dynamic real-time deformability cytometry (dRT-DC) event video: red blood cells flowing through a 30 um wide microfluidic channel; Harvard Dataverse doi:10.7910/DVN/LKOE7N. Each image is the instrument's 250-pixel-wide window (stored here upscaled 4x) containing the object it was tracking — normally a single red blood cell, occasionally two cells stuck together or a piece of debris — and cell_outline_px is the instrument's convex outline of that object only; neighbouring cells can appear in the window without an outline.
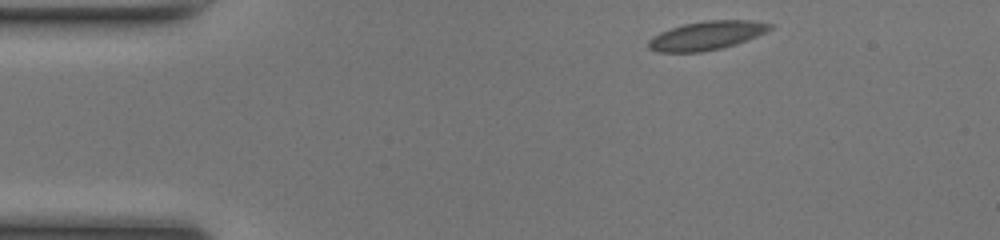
{"species": "common noctule bat (a hibernating species)", "species_latin": "Nyctalus noctula", "temperature_condition": "room temperature", "stored_images_in_passage": 43, "camera_frame_rate_fps": 3000, "um_per_image_px": 0.085, "animal": {"sex": "female", "body_mass_g": 17.0, "forearm_length_mm": 48.0}, "frame": {"image": 1, "passage_image": 1, "time_ms": 0.0, "image_size_px": [1000, 240], "cell_outline_px": [[772, 28], [748, 40], [736, 44], [720, 48], [700, 52], [656, 52], [648, 48], [648, 40], [660, 32], [684, 24], [708, 20], [748, 20], [772, 24]], "centroid_in_image_um": [60.04, 3.03], "position_along_channel_um": 25.0, "area_um2": 20.11}}
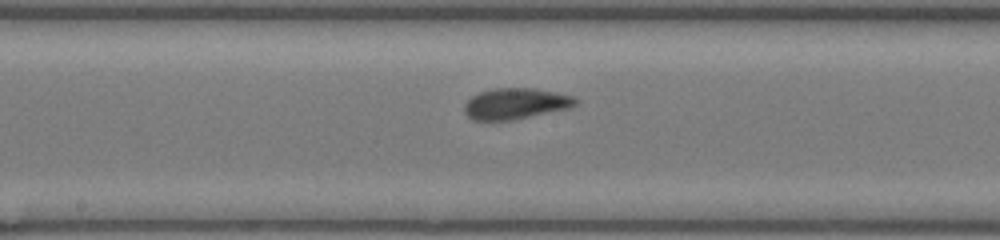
{"frame": {"image": 2, "passage_image": 19, "time_ms": 6.0, "image_size_px": [1000, 240], "cell_outline_px": [[576, 104], [568, 108], [512, 120], [472, 120], [464, 112], [464, 104], [472, 96], [480, 92], [492, 88], [532, 88], [572, 96], [576, 100]], "centroid_in_image_um": [43.76, 8.81], "position_along_channel_um": 204.4, "area_um2": 19.77}}
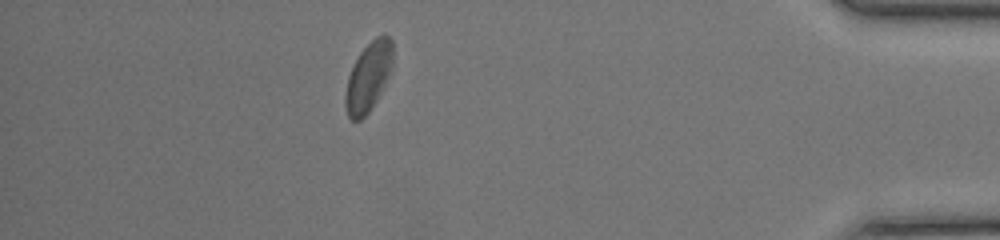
{"frame": {"image": 3, "passage_image": 37, "time_ms": 12.0, "image_size_px": [1000, 240], "cell_outline_px": [[392, 68], [376, 100], [368, 112], [360, 120], [352, 120], [348, 116], [344, 104], [344, 92], [348, 76], [352, 64], [360, 52], [376, 36], [388, 36], [392, 40]], "centroid_in_image_um": [31.27, 6.54], "position_along_channel_um": 403.9, "area_um2": 18.96}, "authors_computed_cell_mechanics": {"area_um2": 19.7098, "velocity_mm_per_s": 4.1744, "shape_relaxation_time_tau1_ms": 4.5475, "shape_relaxation_time_tau2_ms": 1.3036, "deformation_change_tau1": 0.1046, "deformation_change_tau2": 0.0401}}